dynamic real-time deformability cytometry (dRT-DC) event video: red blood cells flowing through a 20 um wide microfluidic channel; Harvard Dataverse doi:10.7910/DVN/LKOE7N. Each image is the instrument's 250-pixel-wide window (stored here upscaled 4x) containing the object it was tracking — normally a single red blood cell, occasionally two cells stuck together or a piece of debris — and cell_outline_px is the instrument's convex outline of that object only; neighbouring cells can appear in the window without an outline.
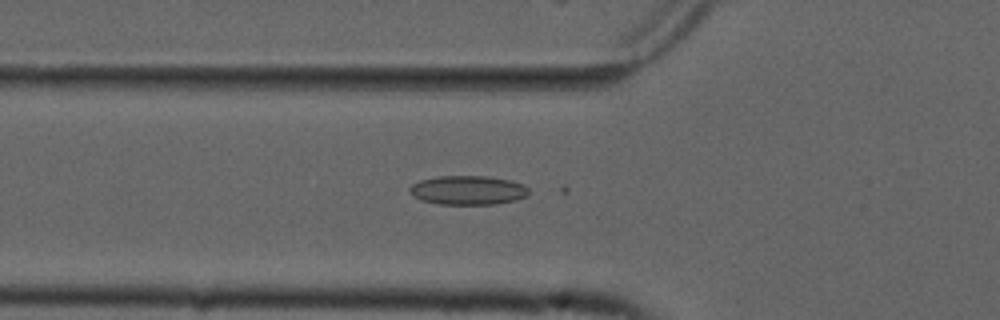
{"species": "common noctule bat (a hibernating species)", "species_latin": "Nyctalus noctula", "temperature_condition": "cold", "stored_images_in_passage": 34, "camera_frame_rate_fps": 3000, "um_per_image_px": 0.085, "animal": {"sex": "male", "forearm_length_mm": 52.5}, "frame": {"image": 1, "passage_image": 8, "time_ms": 2.333, "image_size_px": [1000, 320], "cell_outline_px": [[528, 196], [516, 200], [496, 204], [440, 204], [420, 200], [412, 196], [408, 188], [412, 184], [420, 180], [436, 176], [488, 176], [508, 180], [524, 184], [528, 188]], "centroid_in_image_um": [39.76, 16.17], "position_along_channel_um": 86.0, "area_um2": 20.35}}
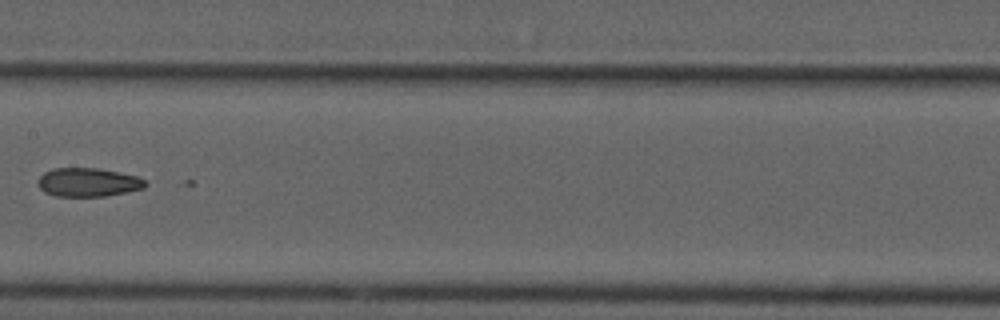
{"frame": {"image": 2, "passage_image": 17, "time_ms": 5.333, "image_size_px": [1000, 320], "cell_outline_px": [[148, 184], [144, 188], [104, 196], [56, 196], [44, 192], [40, 188], [40, 176], [44, 172], [56, 168], [96, 168], [136, 176], [144, 180]], "centroid_in_image_um": [7.49, 15.5], "position_along_channel_um": 199.9, "area_um2": 17.57}}
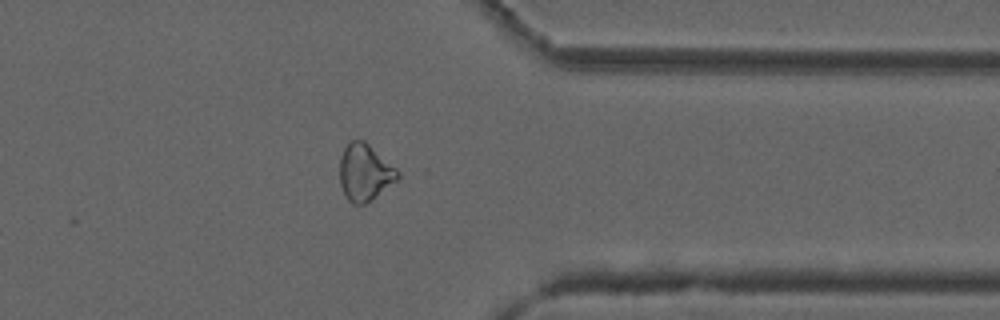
{"frame": {"image": 3, "passage_image": 32, "time_ms": 10.333, "image_size_px": [1000, 320], "cell_outline_px": [[400, 176], [396, 180], [376, 196], [364, 204], [352, 204], [348, 200], [340, 184], [340, 156], [348, 140], [364, 140], [396, 168], [400, 172]], "centroid_in_image_um": [30.98, 14.63], "position_along_channel_um": 380.4, "area_um2": 19.02}}